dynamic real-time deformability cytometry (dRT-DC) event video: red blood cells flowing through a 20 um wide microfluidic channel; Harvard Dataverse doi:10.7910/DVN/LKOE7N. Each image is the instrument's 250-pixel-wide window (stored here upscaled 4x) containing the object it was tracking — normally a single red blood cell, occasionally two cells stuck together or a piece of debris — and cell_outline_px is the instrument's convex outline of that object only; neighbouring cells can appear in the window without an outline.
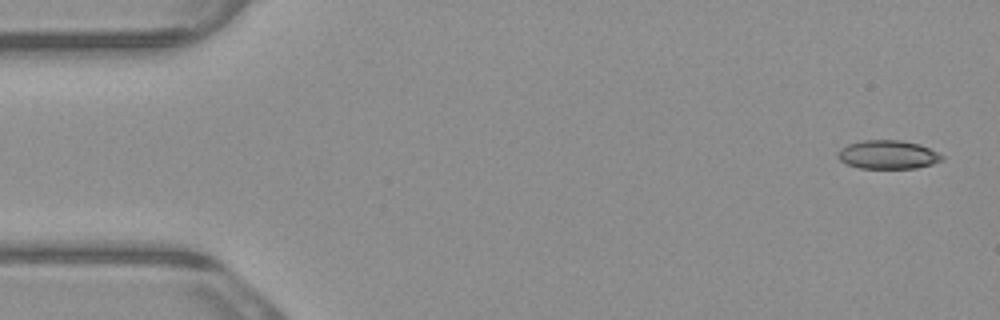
{"species": "common noctule bat (a hibernating species)", "species_latin": "Nyctalus noctula", "temperature_condition": "warm", "stored_images_in_passage": 4, "camera_frame_rate_fps": 3000, "um_per_image_px": 0.085, "animal": {"sex": "male", "body_mass_g": 23.1, "forearm_length_mm": 52.7}, "frame": {"image": 1, "passage_image": 1, "time_ms": 0.0, "image_size_px": [1000, 320], "cell_outline_px": [[944, 160], [932, 164], [916, 168], [860, 168], [848, 164], [840, 160], [836, 156], [840, 148], [848, 144], [864, 140], [900, 140], [920, 144], [944, 156]], "centroid_in_image_um": [75.47, 13.14], "position_along_channel_um": 9.5, "area_um2": 17.34}}
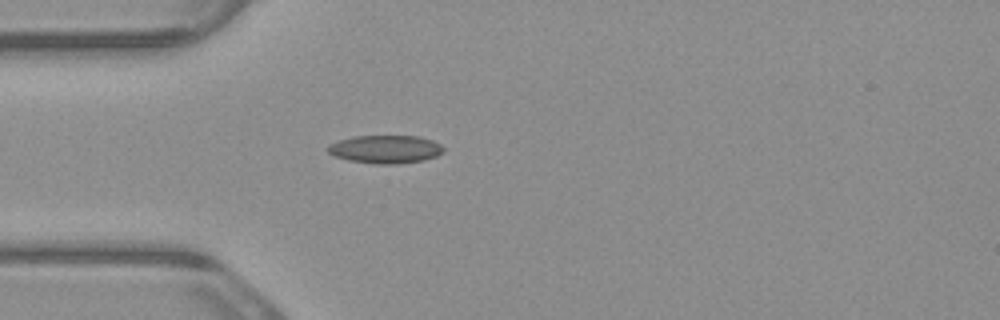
{"frame": {"image": 2, "passage_image": 4, "time_ms": 1.0, "image_size_px": [1000, 320], "cell_outline_px": [[444, 152], [436, 156], [424, 160], [396, 164], [376, 164], [348, 160], [336, 156], [328, 152], [328, 144], [340, 140], [356, 136], [420, 136], [432, 140], [440, 144], [444, 148]], "centroid_in_image_um": [32.79, 12.68], "position_along_channel_um": 52.2, "area_um2": 18.9}}